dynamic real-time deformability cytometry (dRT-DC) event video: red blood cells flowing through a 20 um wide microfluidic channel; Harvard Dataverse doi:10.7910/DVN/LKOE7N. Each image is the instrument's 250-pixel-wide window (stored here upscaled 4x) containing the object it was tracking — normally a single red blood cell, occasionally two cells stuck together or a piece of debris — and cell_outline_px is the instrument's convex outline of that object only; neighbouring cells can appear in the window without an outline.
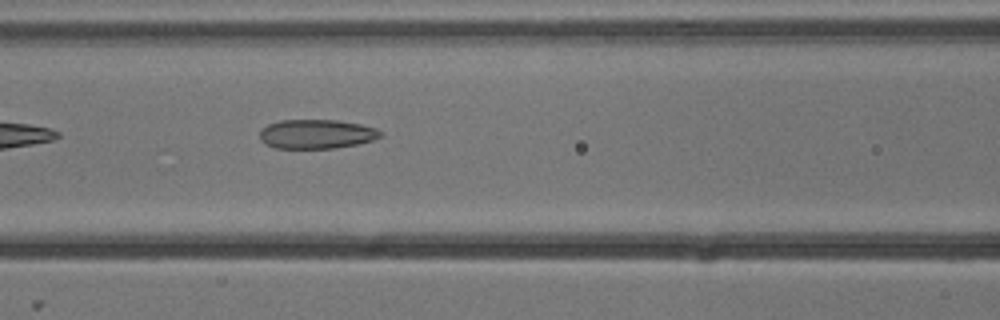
{"species": "common noctule bat (a hibernating species)", "species_latin": "Nyctalus noctula", "temperature_condition": "cold", "stored_images_in_passage": 7, "camera_frame_rate_fps": 3000, "um_per_image_px": 0.085, "animal": {"sex": "male", "body_mass_g": 13.3}, "frame": {"image": 1, "passage_image": 7, "time_ms": 2.0, "image_size_px": [1000, 320], "cell_outline_px": [[384, 136], [372, 140], [356, 144], [336, 148], [276, 148], [264, 144], [260, 140], [260, 132], [268, 124], [280, 120], [336, 120], [360, 124], [376, 128]], "centroid_in_image_um": [26.9, 11.39], "position_along_channel_um": 139.7, "area_um2": 20.52}}